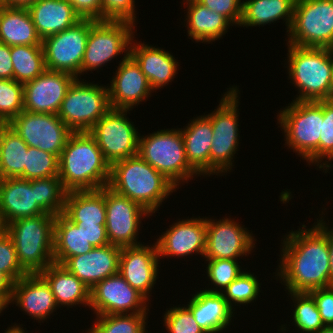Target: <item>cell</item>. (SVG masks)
Returning a JSON list of instances; mask_svg holds the SVG:
<instances>
[{
	"label": "cell",
	"instance_id": "6da1fadb",
	"mask_svg": "<svg viewBox=\"0 0 333 333\" xmlns=\"http://www.w3.org/2000/svg\"><path fill=\"white\" fill-rule=\"evenodd\" d=\"M306 227L303 224L298 231L290 230L281 240L275 280L280 278L288 292L308 293L333 285L327 236L315 223Z\"/></svg>",
	"mask_w": 333,
	"mask_h": 333
},
{
	"label": "cell",
	"instance_id": "7a4b0ae2",
	"mask_svg": "<svg viewBox=\"0 0 333 333\" xmlns=\"http://www.w3.org/2000/svg\"><path fill=\"white\" fill-rule=\"evenodd\" d=\"M110 168L88 131L72 132L59 156L58 176L67 192L98 190L108 186Z\"/></svg>",
	"mask_w": 333,
	"mask_h": 333
},
{
	"label": "cell",
	"instance_id": "3957f363",
	"mask_svg": "<svg viewBox=\"0 0 333 333\" xmlns=\"http://www.w3.org/2000/svg\"><path fill=\"white\" fill-rule=\"evenodd\" d=\"M108 187L139 203L150 214L159 211L162 202L177 188L139 155L111 165Z\"/></svg>",
	"mask_w": 333,
	"mask_h": 333
},
{
	"label": "cell",
	"instance_id": "277c9868",
	"mask_svg": "<svg viewBox=\"0 0 333 333\" xmlns=\"http://www.w3.org/2000/svg\"><path fill=\"white\" fill-rule=\"evenodd\" d=\"M287 45L288 78L299 91L294 101L333 99V49Z\"/></svg>",
	"mask_w": 333,
	"mask_h": 333
},
{
	"label": "cell",
	"instance_id": "5b68a950",
	"mask_svg": "<svg viewBox=\"0 0 333 333\" xmlns=\"http://www.w3.org/2000/svg\"><path fill=\"white\" fill-rule=\"evenodd\" d=\"M278 127L284 132L285 143L309 166L320 170V134L323 123V100L292 101L277 113Z\"/></svg>",
	"mask_w": 333,
	"mask_h": 333
},
{
	"label": "cell",
	"instance_id": "8992f818",
	"mask_svg": "<svg viewBox=\"0 0 333 333\" xmlns=\"http://www.w3.org/2000/svg\"><path fill=\"white\" fill-rule=\"evenodd\" d=\"M49 213L26 217L7 224L21 267L28 274H39L54 263V221Z\"/></svg>",
	"mask_w": 333,
	"mask_h": 333
},
{
	"label": "cell",
	"instance_id": "52a82bcc",
	"mask_svg": "<svg viewBox=\"0 0 333 333\" xmlns=\"http://www.w3.org/2000/svg\"><path fill=\"white\" fill-rule=\"evenodd\" d=\"M138 155L162 173L177 189L200 175L189 165L180 128L139 136Z\"/></svg>",
	"mask_w": 333,
	"mask_h": 333
},
{
	"label": "cell",
	"instance_id": "ba28073f",
	"mask_svg": "<svg viewBox=\"0 0 333 333\" xmlns=\"http://www.w3.org/2000/svg\"><path fill=\"white\" fill-rule=\"evenodd\" d=\"M239 88H227L217 109L206 116L212 123V145L210 149V176L228 173L233 166V158L239 148Z\"/></svg>",
	"mask_w": 333,
	"mask_h": 333
},
{
	"label": "cell",
	"instance_id": "9c48e42d",
	"mask_svg": "<svg viewBox=\"0 0 333 333\" xmlns=\"http://www.w3.org/2000/svg\"><path fill=\"white\" fill-rule=\"evenodd\" d=\"M106 85L76 78L62 101L58 117L72 132L89 131L109 110Z\"/></svg>",
	"mask_w": 333,
	"mask_h": 333
},
{
	"label": "cell",
	"instance_id": "30bf717a",
	"mask_svg": "<svg viewBox=\"0 0 333 333\" xmlns=\"http://www.w3.org/2000/svg\"><path fill=\"white\" fill-rule=\"evenodd\" d=\"M135 24L124 20H92L81 65L84 72L99 70L118 55H129ZM101 67V68H100Z\"/></svg>",
	"mask_w": 333,
	"mask_h": 333
},
{
	"label": "cell",
	"instance_id": "8fae6325",
	"mask_svg": "<svg viewBox=\"0 0 333 333\" xmlns=\"http://www.w3.org/2000/svg\"><path fill=\"white\" fill-rule=\"evenodd\" d=\"M287 44L333 49V0H297Z\"/></svg>",
	"mask_w": 333,
	"mask_h": 333
},
{
	"label": "cell",
	"instance_id": "7c38bea8",
	"mask_svg": "<svg viewBox=\"0 0 333 333\" xmlns=\"http://www.w3.org/2000/svg\"><path fill=\"white\" fill-rule=\"evenodd\" d=\"M131 110L110 109L88 132L94 137L105 160L113 163L138 155V128L127 116Z\"/></svg>",
	"mask_w": 333,
	"mask_h": 333
},
{
	"label": "cell",
	"instance_id": "4fadbf2b",
	"mask_svg": "<svg viewBox=\"0 0 333 333\" xmlns=\"http://www.w3.org/2000/svg\"><path fill=\"white\" fill-rule=\"evenodd\" d=\"M90 31V19L42 40L46 69L65 72L81 79V65Z\"/></svg>",
	"mask_w": 333,
	"mask_h": 333
},
{
	"label": "cell",
	"instance_id": "5bb4252c",
	"mask_svg": "<svg viewBox=\"0 0 333 333\" xmlns=\"http://www.w3.org/2000/svg\"><path fill=\"white\" fill-rule=\"evenodd\" d=\"M8 125L28 146L50 152L58 158L72 133L57 114L33 113L25 110Z\"/></svg>",
	"mask_w": 333,
	"mask_h": 333
},
{
	"label": "cell",
	"instance_id": "9a60e30c",
	"mask_svg": "<svg viewBox=\"0 0 333 333\" xmlns=\"http://www.w3.org/2000/svg\"><path fill=\"white\" fill-rule=\"evenodd\" d=\"M105 206V227L109 243L119 247L142 244L140 240L137 241L138 230H141L143 218L152 214L139 203L114 192L108 186H105Z\"/></svg>",
	"mask_w": 333,
	"mask_h": 333
},
{
	"label": "cell",
	"instance_id": "2e32d148",
	"mask_svg": "<svg viewBox=\"0 0 333 333\" xmlns=\"http://www.w3.org/2000/svg\"><path fill=\"white\" fill-rule=\"evenodd\" d=\"M116 273L97 283L90 290L89 309L96 316L149 313V302Z\"/></svg>",
	"mask_w": 333,
	"mask_h": 333
},
{
	"label": "cell",
	"instance_id": "e0dca14e",
	"mask_svg": "<svg viewBox=\"0 0 333 333\" xmlns=\"http://www.w3.org/2000/svg\"><path fill=\"white\" fill-rule=\"evenodd\" d=\"M213 220L206 217L207 241L205 260L234 259L248 257L257 244L252 232L233 218ZM239 258V259H238Z\"/></svg>",
	"mask_w": 333,
	"mask_h": 333
},
{
	"label": "cell",
	"instance_id": "ac0fdd59",
	"mask_svg": "<svg viewBox=\"0 0 333 333\" xmlns=\"http://www.w3.org/2000/svg\"><path fill=\"white\" fill-rule=\"evenodd\" d=\"M159 262L156 243L122 247L118 273L150 302L151 290L159 279Z\"/></svg>",
	"mask_w": 333,
	"mask_h": 333
},
{
	"label": "cell",
	"instance_id": "d6986e66",
	"mask_svg": "<svg viewBox=\"0 0 333 333\" xmlns=\"http://www.w3.org/2000/svg\"><path fill=\"white\" fill-rule=\"evenodd\" d=\"M119 62L110 85L108 83L107 86L110 106L111 109L132 110L151 97L153 90L139 64L130 54L124 55Z\"/></svg>",
	"mask_w": 333,
	"mask_h": 333
},
{
	"label": "cell",
	"instance_id": "ffe728a7",
	"mask_svg": "<svg viewBox=\"0 0 333 333\" xmlns=\"http://www.w3.org/2000/svg\"><path fill=\"white\" fill-rule=\"evenodd\" d=\"M155 241L159 259L204 256L207 241L206 217L178 220Z\"/></svg>",
	"mask_w": 333,
	"mask_h": 333
},
{
	"label": "cell",
	"instance_id": "44dd1931",
	"mask_svg": "<svg viewBox=\"0 0 333 333\" xmlns=\"http://www.w3.org/2000/svg\"><path fill=\"white\" fill-rule=\"evenodd\" d=\"M75 79L69 73L46 69L34 80L23 84L24 110L58 114L66 92Z\"/></svg>",
	"mask_w": 333,
	"mask_h": 333
},
{
	"label": "cell",
	"instance_id": "7402d4cb",
	"mask_svg": "<svg viewBox=\"0 0 333 333\" xmlns=\"http://www.w3.org/2000/svg\"><path fill=\"white\" fill-rule=\"evenodd\" d=\"M121 249L111 244L94 247L88 253L70 257L62 266L91 290L100 281L118 273Z\"/></svg>",
	"mask_w": 333,
	"mask_h": 333
},
{
	"label": "cell",
	"instance_id": "603a6c76",
	"mask_svg": "<svg viewBox=\"0 0 333 333\" xmlns=\"http://www.w3.org/2000/svg\"><path fill=\"white\" fill-rule=\"evenodd\" d=\"M10 304H16L39 323L59 309L50 286L39 274H28L13 283Z\"/></svg>",
	"mask_w": 333,
	"mask_h": 333
},
{
	"label": "cell",
	"instance_id": "cb8c5ba5",
	"mask_svg": "<svg viewBox=\"0 0 333 333\" xmlns=\"http://www.w3.org/2000/svg\"><path fill=\"white\" fill-rule=\"evenodd\" d=\"M134 40L129 54L139 64L153 92L172 82L180 65L171 52Z\"/></svg>",
	"mask_w": 333,
	"mask_h": 333
},
{
	"label": "cell",
	"instance_id": "d4e9b609",
	"mask_svg": "<svg viewBox=\"0 0 333 333\" xmlns=\"http://www.w3.org/2000/svg\"><path fill=\"white\" fill-rule=\"evenodd\" d=\"M0 211L7 224L46 213L36 202L30 180L21 178L0 179Z\"/></svg>",
	"mask_w": 333,
	"mask_h": 333
},
{
	"label": "cell",
	"instance_id": "484cf974",
	"mask_svg": "<svg viewBox=\"0 0 333 333\" xmlns=\"http://www.w3.org/2000/svg\"><path fill=\"white\" fill-rule=\"evenodd\" d=\"M186 306L206 333H221L232 323L234 310L222 293L199 290L192 295Z\"/></svg>",
	"mask_w": 333,
	"mask_h": 333
},
{
	"label": "cell",
	"instance_id": "4316f807",
	"mask_svg": "<svg viewBox=\"0 0 333 333\" xmlns=\"http://www.w3.org/2000/svg\"><path fill=\"white\" fill-rule=\"evenodd\" d=\"M190 121L186 127L180 128L187 162L200 177H209L210 149L213 137L211 120L204 113Z\"/></svg>",
	"mask_w": 333,
	"mask_h": 333
},
{
	"label": "cell",
	"instance_id": "83f0119b",
	"mask_svg": "<svg viewBox=\"0 0 333 333\" xmlns=\"http://www.w3.org/2000/svg\"><path fill=\"white\" fill-rule=\"evenodd\" d=\"M28 10L41 40L62 32L81 20L67 0H38Z\"/></svg>",
	"mask_w": 333,
	"mask_h": 333
},
{
	"label": "cell",
	"instance_id": "f1b7e54d",
	"mask_svg": "<svg viewBox=\"0 0 333 333\" xmlns=\"http://www.w3.org/2000/svg\"><path fill=\"white\" fill-rule=\"evenodd\" d=\"M187 7L185 20L187 34L195 42L212 43L228 32L233 24L223 15L212 11L197 0H183Z\"/></svg>",
	"mask_w": 333,
	"mask_h": 333
},
{
	"label": "cell",
	"instance_id": "f546056e",
	"mask_svg": "<svg viewBox=\"0 0 333 333\" xmlns=\"http://www.w3.org/2000/svg\"><path fill=\"white\" fill-rule=\"evenodd\" d=\"M39 275L50 286L58 307L90 305V289L60 264L49 265Z\"/></svg>",
	"mask_w": 333,
	"mask_h": 333
},
{
	"label": "cell",
	"instance_id": "4dcf8cb0",
	"mask_svg": "<svg viewBox=\"0 0 333 333\" xmlns=\"http://www.w3.org/2000/svg\"><path fill=\"white\" fill-rule=\"evenodd\" d=\"M62 214L74 224L105 225V187L67 192Z\"/></svg>",
	"mask_w": 333,
	"mask_h": 333
},
{
	"label": "cell",
	"instance_id": "1f68e13d",
	"mask_svg": "<svg viewBox=\"0 0 333 333\" xmlns=\"http://www.w3.org/2000/svg\"><path fill=\"white\" fill-rule=\"evenodd\" d=\"M0 42L8 46H42L28 8L0 7Z\"/></svg>",
	"mask_w": 333,
	"mask_h": 333
},
{
	"label": "cell",
	"instance_id": "d6a6232c",
	"mask_svg": "<svg viewBox=\"0 0 333 333\" xmlns=\"http://www.w3.org/2000/svg\"><path fill=\"white\" fill-rule=\"evenodd\" d=\"M297 0H243L240 27H261L278 20L285 22L288 33Z\"/></svg>",
	"mask_w": 333,
	"mask_h": 333
},
{
	"label": "cell",
	"instance_id": "836d02e7",
	"mask_svg": "<svg viewBox=\"0 0 333 333\" xmlns=\"http://www.w3.org/2000/svg\"><path fill=\"white\" fill-rule=\"evenodd\" d=\"M94 247L87 241L82 228L62 213L54 221V263L63 265L70 257L83 255Z\"/></svg>",
	"mask_w": 333,
	"mask_h": 333
},
{
	"label": "cell",
	"instance_id": "e575fe53",
	"mask_svg": "<svg viewBox=\"0 0 333 333\" xmlns=\"http://www.w3.org/2000/svg\"><path fill=\"white\" fill-rule=\"evenodd\" d=\"M28 147L8 124H0V179H24Z\"/></svg>",
	"mask_w": 333,
	"mask_h": 333
},
{
	"label": "cell",
	"instance_id": "d590c367",
	"mask_svg": "<svg viewBox=\"0 0 333 333\" xmlns=\"http://www.w3.org/2000/svg\"><path fill=\"white\" fill-rule=\"evenodd\" d=\"M13 79L25 84L34 80L46 70L42 46H11Z\"/></svg>",
	"mask_w": 333,
	"mask_h": 333
},
{
	"label": "cell",
	"instance_id": "8d00e7d4",
	"mask_svg": "<svg viewBox=\"0 0 333 333\" xmlns=\"http://www.w3.org/2000/svg\"><path fill=\"white\" fill-rule=\"evenodd\" d=\"M149 313L111 314L96 316L87 333H148ZM95 322V323H94Z\"/></svg>",
	"mask_w": 333,
	"mask_h": 333
},
{
	"label": "cell",
	"instance_id": "74e56055",
	"mask_svg": "<svg viewBox=\"0 0 333 333\" xmlns=\"http://www.w3.org/2000/svg\"><path fill=\"white\" fill-rule=\"evenodd\" d=\"M293 301L294 309L291 319L295 329L300 333H316L325 325L322 322L319 310L313 297L307 292H288Z\"/></svg>",
	"mask_w": 333,
	"mask_h": 333
},
{
	"label": "cell",
	"instance_id": "f35d334b",
	"mask_svg": "<svg viewBox=\"0 0 333 333\" xmlns=\"http://www.w3.org/2000/svg\"><path fill=\"white\" fill-rule=\"evenodd\" d=\"M35 190L37 204L51 215L63 213L67 191L59 176L30 180Z\"/></svg>",
	"mask_w": 333,
	"mask_h": 333
},
{
	"label": "cell",
	"instance_id": "ab89813d",
	"mask_svg": "<svg viewBox=\"0 0 333 333\" xmlns=\"http://www.w3.org/2000/svg\"><path fill=\"white\" fill-rule=\"evenodd\" d=\"M257 276L250 271L244 270L230 285L222 292L228 305L235 311L234 306L254 303L260 295V287ZM259 294V295H258Z\"/></svg>",
	"mask_w": 333,
	"mask_h": 333
},
{
	"label": "cell",
	"instance_id": "60d3db41",
	"mask_svg": "<svg viewBox=\"0 0 333 333\" xmlns=\"http://www.w3.org/2000/svg\"><path fill=\"white\" fill-rule=\"evenodd\" d=\"M23 110V84L14 79H0V124H8Z\"/></svg>",
	"mask_w": 333,
	"mask_h": 333
},
{
	"label": "cell",
	"instance_id": "b9f144b4",
	"mask_svg": "<svg viewBox=\"0 0 333 333\" xmlns=\"http://www.w3.org/2000/svg\"><path fill=\"white\" fill-rule=\"evenodd\" d=\"M59 175V158L41 149L28 147L24 179H40Z\"/></svg>",
	"mask_w": 333,
	"mask_h": 333
},
{
	"label": "cell",
	"instance_id": "7bdbcfd3",
	"mask_svg": "<svg viewBox=\"0 0 333 333\" xmlns=\"http://www.w3.org/2000/svg\"><path fill=\"white\" fill-rule=\"evenodd\" d=\"M207 261L206 273L208 282L211 281V288H205L204 290L209 292L222 293L225 288L230 285L243 271L239 265V260L234 259H213ZM215 287V288H214Z\"/></svg>",
	"mask_w": 333,
	"mask_h": 333
},
{
	"label": "cell",
	"instance_id": "ee69618b",
	"mask_svg": "<svg viewBox=\"0 0 333 333\" xmlns=\"http://www.w3.org/2000/svg\"><path fill=\"white\" fill-rule=\"evenodd\" d=\"M323 120L320 134V170L327 173L333 167L330 164L333 161V99L323 100Z\"/></svg>",
	"mask_w": 333,
	"mask_h": 333
},
{
	"label": "cell",
	"instance_id": "f6af8a7d",
	"mask_svg": "<svg viewBox=\"0 0 333 333\" xmlns=\"http://www.w3.org/2000/svg\"><path fill=\"white\" fill-rule=\"evenodd\" d=\"M163 319L168 333H206L185 304L167 309Z\"/></svg>",
	"mask_w": 333,
	"mask_h": 333
},
{
	"label": "cell",
	"instance_id": "bcb514c9",
	"mask_svg": "<svg viewBox=\"0 0 333 333\" xmlns=\"http://www.w3.org/2000/svg\"><path fill=\"white\" fill-rule=\"evenodd\" d=\"M0 272L5 274L13 283L28 275L21 267L15 245L7 233L0 238Z\"/></svg>",
	"mask_w": 333,
	"mask_h": 333
},
{
	"label": "cell",
	"instance_id": "7dc6e473",
	"mask_svg": "<svg viewBox=\"0 0 333 333\" xmlns=\"http://www.w3.org/2000/svg\"><path fill=\"white\" fill-rule=\"evenodd\" d=\"M135 0H102V20H124L136 24Z\"/></svg>",
	"mask_w": 333,
	"mask_h": 333
},
{
	"label": "cell",
	"instance_id": "c3c4849f",
	"mask_svg": "<svg viewBox=\"0 0 333 333\" xmlns=\"http://www.w3.org/2000/svg\"><path fill=\"white\" fill-rule=\"evenodd\" d=\"M214 12L225 16L234 26L240 25L242 19V0H197Z\"/></svg>",
	"mask_w": 333,
	"mask_h": 333
},
{
	"label": "cell",
	"instance_id": "681fc988",
	"mask_svg": "<svg viewBox=\"0 0 333 333\" xmlns=\"http://www.w3.org/2000/svg\"><path fill=\"white\" fill-rule=\"evenodd\" d=\"M316 302L325 326H333V285L308 292Z\"/></svg>",
	"mask_w": 333,
	"mask_h": 333
},
{
	"label": "cell",
	"instance_id": "f907efd6",
	"mask_svg": "<svg viewBox=\"0 0 333 333\" xmlns=\"http://www.w3.org/2000/svg\"><path fill=\"white\" fill-rule=\"evenodd\" d=\"M81 19L102 20V0H67Z\"/></svg>",
	"mask_w": 333,
	"mask_h": 333
},
{
	"label": "cell",
	"instance_id": "816d5d0a",
	"mask_svg": "<svg viewBox=\"0 0 333 333\" xmlns=\"http://www.w3.org/2000/svg\"><path fill=\"white\" fill-rule=\"evenodd\" d=\"M78 225L82 228L87 241L93 247H100L110 244L107 237L105 225H90V224H78Z\"/></svg>",
	"mask_w": 333,
	"mask_h": 333
},
{
	"label": "cell",
	"instance_id": "f5cc1de1",
	"mask_svg": "<svg viewBox=\"0 0 333 333\" xmlns=\"http://www.w3.org/2000/svg\"><path fill=\"white\" fill-rule=\"evenodd\" d=\"M0 79H13L11 46L0 42Z\"/></svg>",
	"mask_w": 333,
	"mask_h": 333
},
{
	"label": "cell",
	"instance_id": "db71d44e",
	"mask_svg": "<svg viewBox=\"0 0 333 333\" xmlns=\"http://www.w3.org/2000/svg\"><path fill=\"white\" fill-rule=\"evenodd\" d=\"M325 217L321 216L315 224L326 234L328 239V249H329V257H330V273H331V283L333 284V227L329 228L324 221Z\"/></svg>",
	"mask_w": 333,
	"mask_h": 333
},
{
	"label": "cell",
	"instance_id": "11a10c76",
	"mask_svg": "<svg viewBox=\"0 0 333 333\" xmlns=\"http://www.w3.org/2000/svg\"><path fill=\"white\" fill-rule=\"evenodd\" d=\"M13 289V282L0 272V298L9 305Z\"/></svg>",
	"mask_w": 333,
	"mask_h": 333
},
{
	"label": "cell",
	"instance_id": "9f6ffc18",
	"mask_svg": "<svg viewBox=\"0 0 333 333\" xmlns=\"http://www.w3.org/2000/svg\"><path fill=\"white\" fill-rule=\"evenodd\" d=\"M4 7L28 8L38 0H1Z\"/></svg>",
	"mask_w": 333,
	"mask_h": 333
},
{
	"label": "cell",
	"instance_id": "6f0895ef",
	"mask_svg": "<svg viewBox=\"0 0 333 333\" xmlns=\"http://www.w3.org/2000/svg\"><path fill=\"white\" fill-rule=\"evenodd\" d=\"M4 333H28L27 331H25L22 327V324L19 325L17 323H15L13 326L8 327Z\"/></svg>",
	"mask_w": 333,
	"mask_h": 333
},
{
	"label": "cell",
	"instance_id": "680465c9",
	"mask_svg": "<svg viewBox=\"0 0 333 333\" xmlns=\"http://www.w3.org/2000/svg\"><path fill=\"white\" fill-rule=\"evenodd\" d=\"M7 233V223L4 219L3 214L0 211V238Z\"/></svg>",
	"mask_w": 333,
	"mask_h": 333
},
{
	"label": "cell",
	"instance_id": "91938a15",
	"mask_svg": "<svg viewBox=\"0 0 333 333\" xmlns=\"http://www.w3.org/2000/svg\"><path fill=\"white\" fill-rule=\"evenodd\" d=\"M316 333H333V326H325Z\"/></svg>",
	"mask_w": 333,
	"mask_h": 333
},
{
	"label": "cell",
	"instance_id": "94428289",
	"mask_svg": "<svg viewBox=\"0 0 333 333\" xmlns=\"http://www.w3.org/2000/svg\"><path fill=\"white\" fill-rule=\"evenodd\" d=\"M8 308V305L0 298V314Z\"/></svg>",
	"mask_w": 333,
	"mask_h": 333
}]
</instances>
